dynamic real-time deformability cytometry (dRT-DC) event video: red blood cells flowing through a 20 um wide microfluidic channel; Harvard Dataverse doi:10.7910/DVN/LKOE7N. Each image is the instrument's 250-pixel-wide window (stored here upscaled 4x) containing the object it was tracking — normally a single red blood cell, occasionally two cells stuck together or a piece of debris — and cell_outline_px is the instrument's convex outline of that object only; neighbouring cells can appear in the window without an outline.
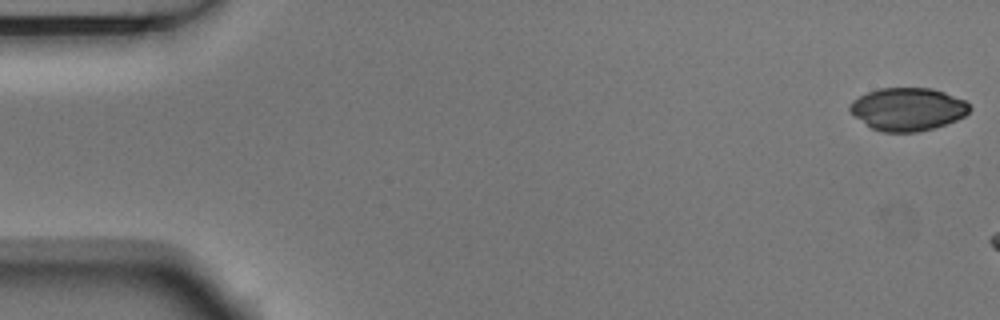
{"species": "Egyptian fruit bat (a non-hibernating species)", "species_latin": "Rousettus aegyptiacus", "temperature_condition": "room temperature", "stored_images_in_passage": 3, "camera_frame_rate_fps": 3000, "um_per_image_px": 0.085, "animal": {"sex": "male"}, "frame": {"image": 1, "passage_image": 1, "time_ms": 0.0, "image_size_px": [1000, 320], "cell_outline_px": [[972, 108], [964, 116], [956, 120], [932, 128], [916, 132], [884, 132], [872, 128], [856, 116], [848, 108], [848, 104], [852, 100], [868, 92], [880, 88], [932, 88], [944, 92], [964, 100]], "centroid_in_image_um": [77.16, 9.27], "position_along_channel_um": 7.8, "area_um2": 29.59}}